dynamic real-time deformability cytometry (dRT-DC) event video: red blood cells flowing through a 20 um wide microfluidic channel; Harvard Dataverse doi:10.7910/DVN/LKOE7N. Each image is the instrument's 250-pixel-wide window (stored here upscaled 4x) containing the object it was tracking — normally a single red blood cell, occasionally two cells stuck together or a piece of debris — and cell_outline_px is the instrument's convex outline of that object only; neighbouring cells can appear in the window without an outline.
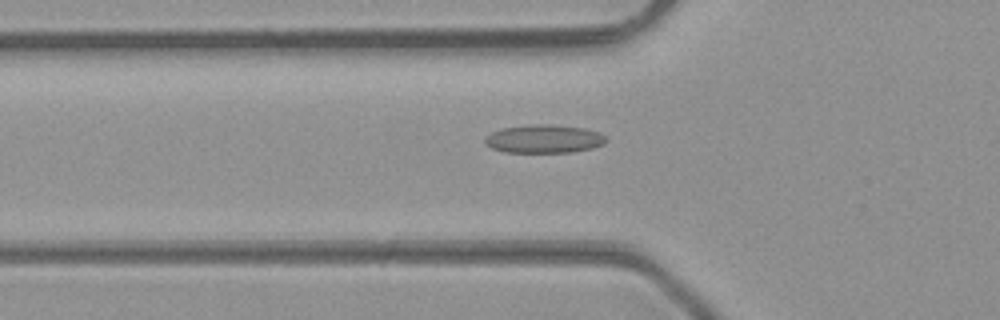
{"species": "common noctule bat (a hibernating species)", "species_latin": "Nyctalus noctula", "temperature_condition": "room temperature", "stored_images_in_passage": 25, "camera_frame_rate_fps": 3000, "um_per_image_px": 0.085, "animal": {"sex": "male", "body_mass_g": 23.1, "forearm_length_mm": 52.7}, "frame": {"image": 1, "passage_image": 3, "time_ms": 0.667, "image_size_px": [1000, 320], "cell_outline_px": [[608, 140], [604, 144], [592, 148], [572, 152], [504, 152], [492, 148], [484, 144], [484, 136], [500, 128], [536, 124], [552, 124], [584, 128], [600, 132]], "centroid_in_image_um": [46.22, 11.8], "position_along_channel_um": 79.6, "area_um2": 20.17}}
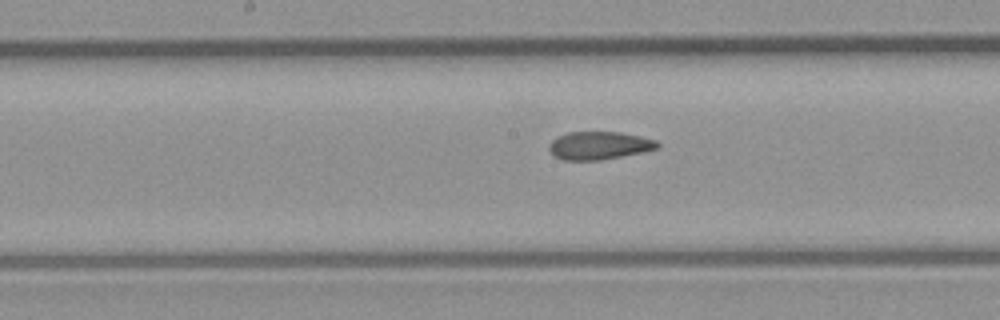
{"frame": {"image": 2, "passage_image": 11, "time_ms": 3.333, "image_size_px": [1000, 320], "cell_outline_px": [[660, 144], [656, 148], [644, 152], [600, 160], [560, 160], [552, 156], [548, 148], [548, 144], [556, 136], [568, 132], [620, 132], [640, 136], [656, 140]], "centroid_in_image_um": [50.87, 12.37], "position_along_channel_um": 197.3, "area_um2": 17.86}}
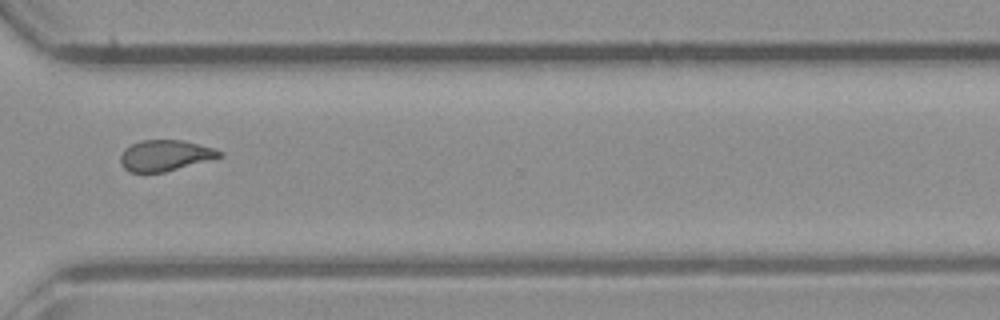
{"frame": {"image": 3, "passage_image": 22, "time_ms": 7.0, "image_size_px": [1000, 320], "cell_outline_px": [[224, 156], [164, 172], [128, 172], [120, 164], [120, 156], [124, 148], [140, 140], [180, 140], [212, 148], [224, 152]], "centroid_in_image_um": [14.0, 13.22], "position_along_channel_um": 356.6, "area_um2": 17.74}, "authors_computed_cell_mechanics": {"area_um2": 18.3226, "velocity_mm_per_s": 4.3565, "shape_relaxation_time_tau1_ms": 6.8454, "shape_relaxation_time_tau2_ms": 1.5094, "deformation_change_tau1": 0.1666, "deformation_change_tau2": 0.0876}}